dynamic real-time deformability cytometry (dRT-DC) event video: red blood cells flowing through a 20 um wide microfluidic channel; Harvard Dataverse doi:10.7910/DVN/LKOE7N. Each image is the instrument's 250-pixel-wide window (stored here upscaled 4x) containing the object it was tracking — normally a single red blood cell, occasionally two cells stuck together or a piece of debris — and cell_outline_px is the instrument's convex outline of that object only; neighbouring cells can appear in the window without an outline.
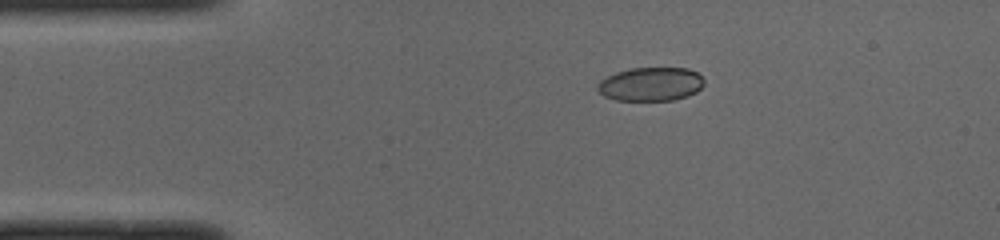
{"species": "common noctule bat (a hibernating species)", "species_latin": "Nyctalus noctula", "temperature_condition": "cold", "stored_images_in_passage": 42, "camera_frame_rate_fps": 3000, "um_per_image_px": 0.085, "animal": {"sex": "male", "body_mass_g": 19.0, "forearm_length_mm": 50.8}, "frame": {"image": 1, "passage_image": 1, "time_ms": 0.0, "image_size_px": [1000, 240], "cell_outline_px": [[704, 84], [696, 92], [688, 96], [672, 100], [616, 100], [604, 96], [596, 88], [596, 84], [600, 80], [616, 72], [632, 68], [688, 68], [696, 72], [704, 80]], "centroid_in_image_um": [55.3, 7.15], "position_along_channel_um": 29.7, "area_um2": 20.92}}
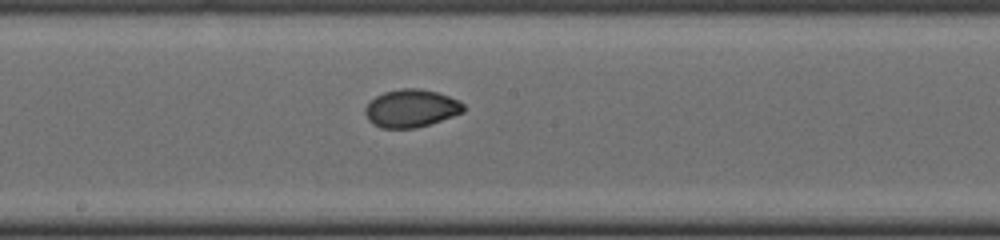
{"frame": {"image": 2, "passage_image": 18, "time_ms": 5.667, "image_size_px": [1000, 240], "cell_outline_px": [[464, 112], [416, 128], [380, 128], [372, 124], [368, 120], [364, 112], [364, 108], [376, 96], [384, 92], [400, 88], [420, 88], [436, 92], [460, 100], [464, 104]], "centroid_in_image_um": [34.93, 9.2], "position_along_channel_um": 213.3, "area_um2": 21.68}}
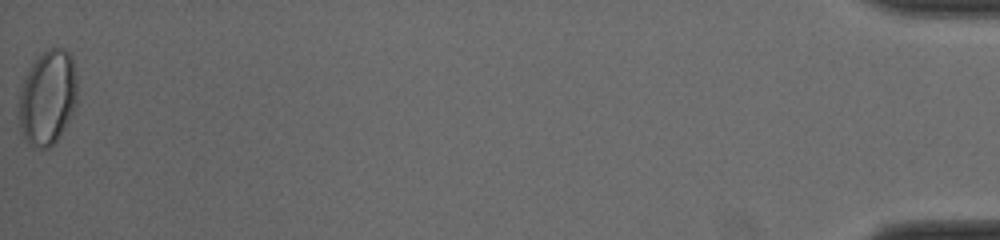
{"frame": {"image": 3, "passage_image": 42, "time_ms": 13.667, "image_size_px": [1000, 240], "cell_outline_px": [[76, 100], [72, 112], [60, 136], [48, 148], [32, 148], [28, 144], [20, 128], [16, 104], [20, 88], [36, 56], [48, 48], [64, 48], [72, 56], [76, 76]], "centroid_in_image_um": [4.0, 8.29], "position_along_channel_um": 431.2, "area_um2": 32.6}, "authors_computed_cell_mechanics": {"area_um2": 21.7617, "velocity_mm_per_s": 4.0091, "shape_relaxation_time_tau1_ms": 4.471, "shape_relaxation_time_tau2_ms": null, "deformation_change_tau1": 0.1448, "deformation_change_tau2": null}}